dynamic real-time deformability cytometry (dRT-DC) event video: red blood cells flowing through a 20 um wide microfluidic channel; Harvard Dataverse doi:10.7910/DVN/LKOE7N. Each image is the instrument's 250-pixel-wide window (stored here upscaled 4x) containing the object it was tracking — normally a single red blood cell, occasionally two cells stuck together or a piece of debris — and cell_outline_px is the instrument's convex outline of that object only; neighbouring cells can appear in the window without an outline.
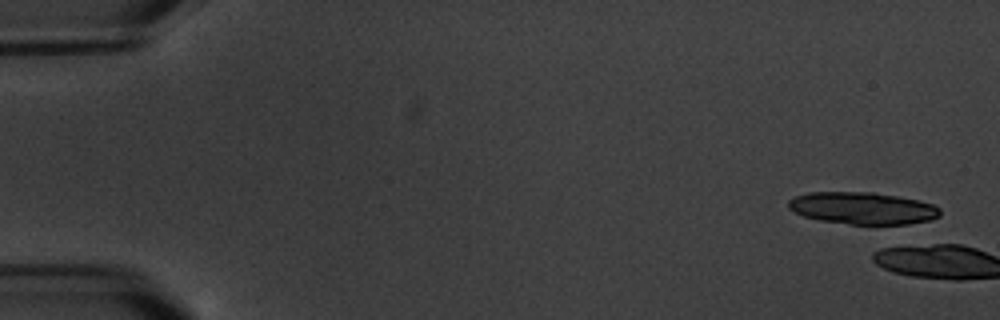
{"species": "common noctule bat (a hibernating species)", "species_latin": "Nyctalus noctula", "temperature_condition": "warm", "stored_images_in_passage": 15, "segment_of_instrument_passage": [1, 2], "camera_frame_rate_fps": 3000, "um_per_image_px": 0.085, "animal": {"sex": "male", "body_mass_g": 20.1, "forearm_length_mm": 53.5}, "frame": {"image": 1, "passage_image": 1, "time_ms": 0.0, "image_size_px": [1000, 320], "cell_outline_px": [[940, 216], [932, 220], [908, 224], [848, 224], [820, 220], [804, 216], [788, 208], [788, 200], [796, 196], [808, 192], [872, 192], [920, 200], [932, 204], [940, 208]], "centroid_in_image_um": [73.35, 17.69], "position_along_channel_um": 11.7, "area_um2": 28.38}}